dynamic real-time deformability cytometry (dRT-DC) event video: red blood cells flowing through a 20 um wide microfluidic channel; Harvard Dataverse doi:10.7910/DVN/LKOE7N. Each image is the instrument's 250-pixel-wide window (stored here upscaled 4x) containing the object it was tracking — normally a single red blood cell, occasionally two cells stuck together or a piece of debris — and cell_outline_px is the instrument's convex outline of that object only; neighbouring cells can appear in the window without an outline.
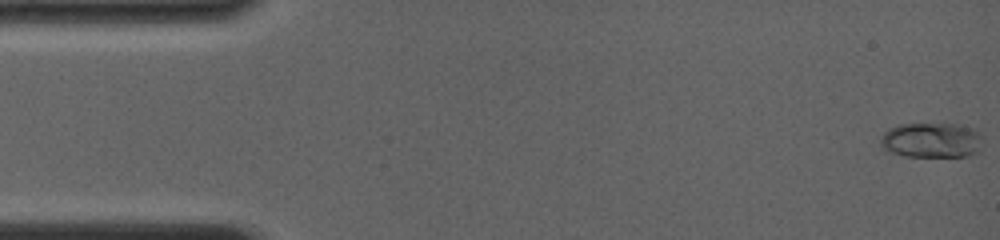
{"species": "common noctule bat (a hibernating species)", "species_latin": "Nyctalus noctula", "temperature_condition": "room temperature", "stored_images_in_passage": 51, "camera_frame_rate_fps": 4000, "um_per_image_px": 0.085, "animal": {"sex": "female", "body_mass_g": 19.0, "forearm_length_mm": 56.7}, "frame": {"image": 1, "passage_image": 1, "time_ms": 0.0, "image_size_px": [1000, 240], "cell_outline_px": [[980, 136], [976, 152], [972, 156], [904, 156], [892, 152], [884, 148], [880, 144], [880, 136], [888, 128], [900, 124], [960, 124], [972, 128]], "centroid_in_image_um": [79.11, 11.91], "position_along_channel_um": 5.9, "area_um2": 20.63}}
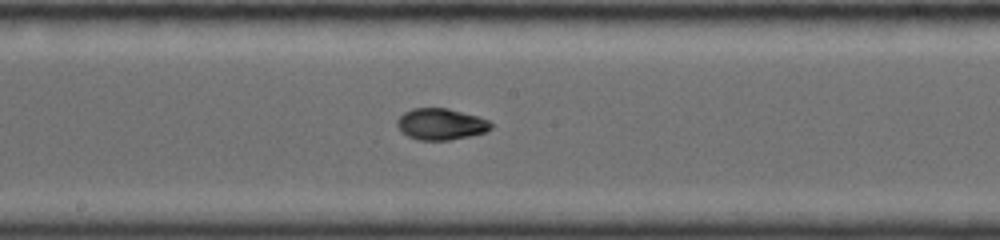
{"frame": {"image": 2, "passage_image": 25, "time_ms": 8.25, "image_size_px": [1000, 240], "cell_outline_px": [[492, 128], [484, 132], [468, 136], [448, 140], [416, 140], [400, 132], [396, 124], [396, 120], [404, 112], [412, 108], [448, 108], [480, 116], [488, 120], [492, 124]], "centroid_in_image_um": [37.45, 10.54], "position_along_channel_um": 210.8, "area_um2": 17.34}}
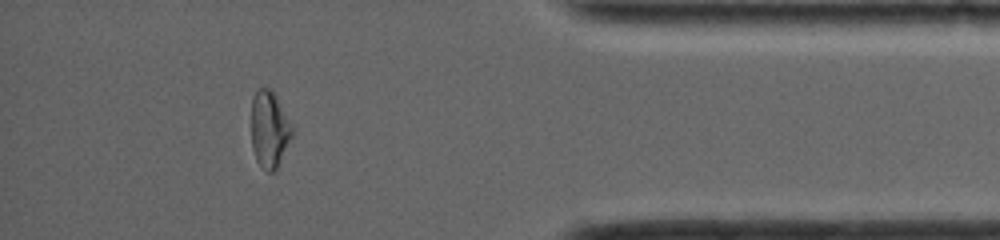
{"frame": {"image": 3, "passage_image": 44, "time_ms": 13.75, "image_size_px": [1000, 240], "cell_outline_px": [[296, 128], [276, 168], [272, 172], [268, 172], [256, 160], [252, 148], [252, 100], [256, 88], [272, 88]], "centroid_in_image_um": [22.93, 10.92], "position_along_channel_um": 412.3, "area_um2": 18.5}, "authors_computed_cell_mechanics": {"area_um2": 17.34, "velocity_mm_per_s": 4.0596, "shape_relaxation_time_tau1_ms": 5.7074, "shape_relaxation_time_tau2_ms": 1.9774, "deformation_change_tau1": 0.2344, "deformation_change_tau2": 0.0486}}